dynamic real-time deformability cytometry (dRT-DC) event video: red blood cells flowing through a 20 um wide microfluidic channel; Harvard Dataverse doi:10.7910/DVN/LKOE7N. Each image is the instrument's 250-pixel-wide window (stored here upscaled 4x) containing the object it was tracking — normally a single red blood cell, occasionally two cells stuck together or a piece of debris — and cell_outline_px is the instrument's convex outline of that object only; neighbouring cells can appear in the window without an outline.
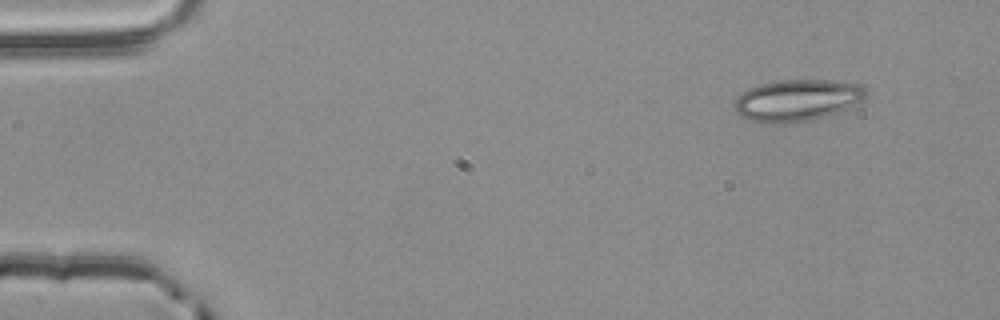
{"species": "common noctule bat (a hibernating species)", "species_latin": "Nyctalus noctula", "temperature_condition": "room temperature", "stored_images_in_passage": 3, "camera_frame_rate_fps": 3000, "um_per_image_px": 0.085, "animal": {"sex": "male", "body_mass_g": 20.4}, "frame": {"image": 1, "passage_image": 1, "time_ms": 0.0, "image_size_px": [1000, 320], "cell_outline_px": [[868, 92], [860, 100], [836, 112], [812, 120], [780, 124], [764, 124], [748, 120], [740, 116], [736, 112], [732, 104], [748, 88], [760, 84], [780, 80], [832, 80], [860, 84]], "centroid_in_image_um": [67.68, 8.53], "position_along_channel_um": 17.3, "area_um2": 31.79}}